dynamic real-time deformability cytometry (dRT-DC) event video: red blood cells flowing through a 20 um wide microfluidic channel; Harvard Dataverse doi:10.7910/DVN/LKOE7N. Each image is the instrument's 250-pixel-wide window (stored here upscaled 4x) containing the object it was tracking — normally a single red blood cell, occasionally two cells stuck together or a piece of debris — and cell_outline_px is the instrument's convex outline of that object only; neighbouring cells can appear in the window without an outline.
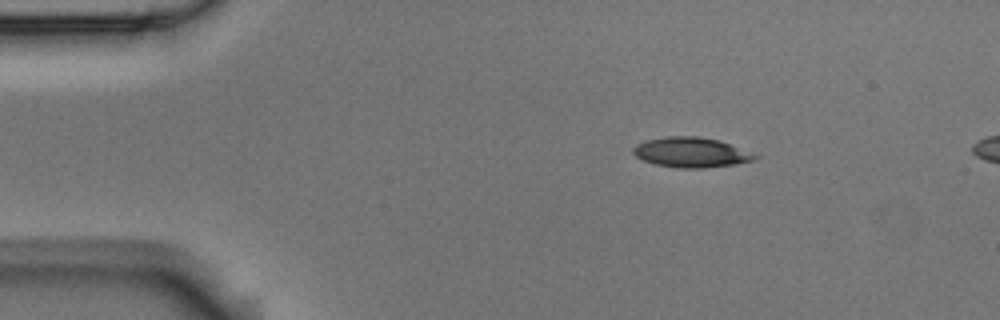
{"species": "Egyptian fruit bat (a non-hibernating species)", "species_latin": "Rousettus aegyptiacus", "temperature_condition": "room temperature", "stored_images_in_passage": 3, "camera_frame_rate_fps": 3000, "um_per_image_px": 0.085, "animal": {"sex": "male"}, "frame": {"image": 1, "passage_image": 3, "time_ms": 0.667, "image_size_px": [1000, 320], "cell_outline_px": [[760, 156], [756, 160], [736, 164], [704, 168], [676, 168], [656, 164], [644, 160], [636, 156], [632, 152], [632, 148], [636, 144], [644, 140], [668, 136], [696, 136], [720, 140]], "centroid_in_image_um": [58.74, 12.95], "position_along_channel_um": 26.3, "area_um2": 21.39}}